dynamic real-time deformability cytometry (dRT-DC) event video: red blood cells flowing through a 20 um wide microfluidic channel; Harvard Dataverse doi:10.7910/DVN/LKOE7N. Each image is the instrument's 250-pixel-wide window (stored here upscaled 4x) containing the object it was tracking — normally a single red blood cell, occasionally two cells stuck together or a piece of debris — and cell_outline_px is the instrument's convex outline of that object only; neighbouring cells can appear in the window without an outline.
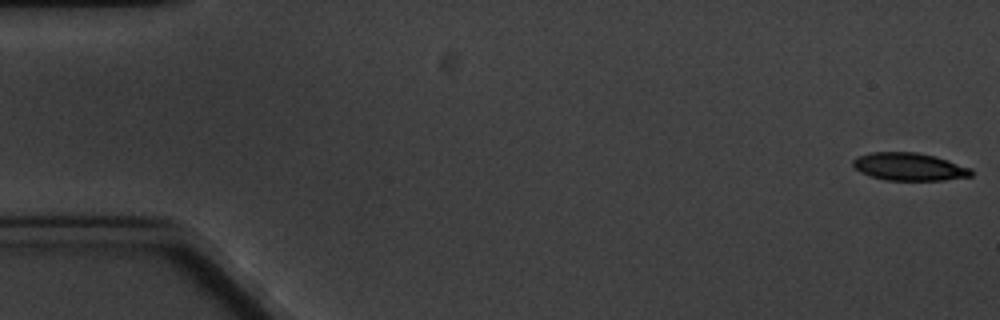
{"species": "common noctule bat (a hibernating species)", "species_latin": "Nyctalus noctula", "temperature_condition": "cold", "stored_images_in_passage": 6, "camera_frame_rate_fps": 3000, "um_per_image_px": 0.085, "animal": {"sex": "male", "body_mass_g": 20.1, "forearm_length_mm": 53.5}, "frame": {"image": 1, "passage_image": 1, "time_ms": 0.0, "image_size_px": [1000, 320], "cell_outline_px": [[972, 176], [944, 180], [884, 180], [860, 172], [852, 164], [852, 160], [856, 156], [872, 152], [916, 152], [936, 156], [972, 168]], "centroid_in_image_um": [77.29, 14.16], "position_along_channel_um": 7.7, "area_um2": 19.19}}
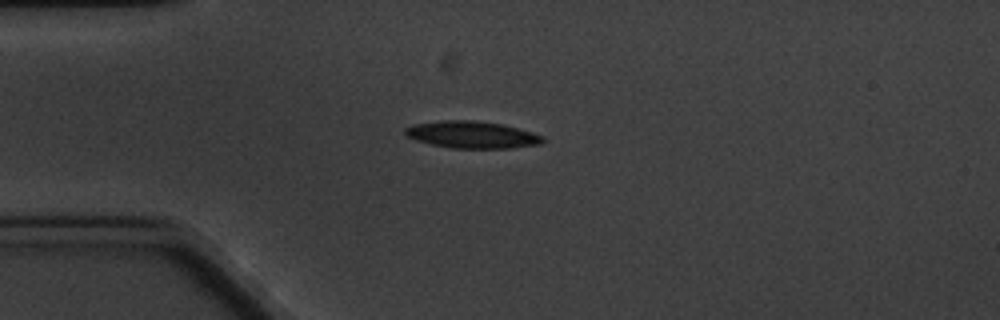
{"frame": {"image": 2, "passage_image": 5, "time_ms": 4.667, "image_size_px": [1000, 320], "cell_outline_px": [[544, 140], [540, 144], [512, 148], [452, 148], [432, 144], [416, 140], [408, 136], [404, 132], [404, 128], [412, 124], [440, 120], [472, 120], [500, 124], [532, 132], [544, 136]], "centroid_in_image_um": [40.1, 11.45], "position_along_channel_um": 44.9, "area_um2": 21.56}}